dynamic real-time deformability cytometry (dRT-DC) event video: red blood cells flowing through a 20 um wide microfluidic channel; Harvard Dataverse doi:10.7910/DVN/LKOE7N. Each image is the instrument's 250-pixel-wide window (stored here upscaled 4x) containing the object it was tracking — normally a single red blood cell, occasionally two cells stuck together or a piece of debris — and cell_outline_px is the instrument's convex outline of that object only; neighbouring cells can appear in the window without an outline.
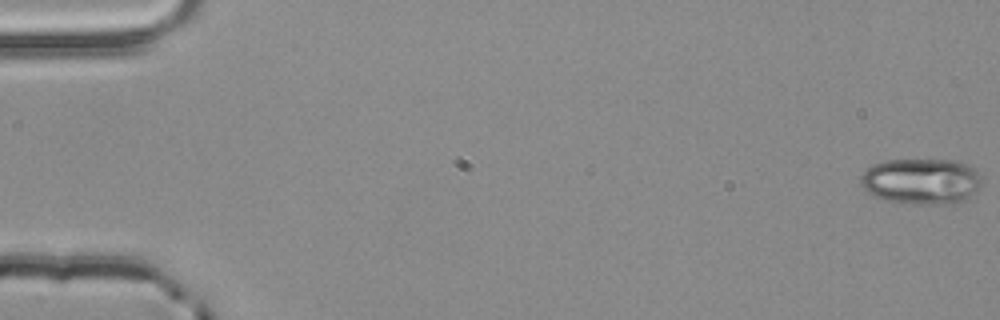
{"species": "common noctule bat (a hibernating species)", "species_latin": "Nyctalus noctula", "temperature_condition": "room temperature", "stored_images_in_passage": 19, "camera_frame_rate_fps": 3000, "um_per_image_px": 0.085, "animal": {"sex": "male", "body_mass_g": 20.4}, "frame": {"image": 1, "passage_image": 1, "time_ms": 0.0, "image_size_px": [1000, 320], "cell_outline_px": [[980, 184], [976, 192], [964, 200], [952, 204], [916, 204], [884, 200], [872, 196], [864, 188], [860, 180], [860, 176], [872, 164], [884, 160], [956, 160], [968, 164], [980, 176]], "centroid_in_image_um": [78.29, 15.41], "position_along_channel_um": 6.7, "area_um2": 32.48}}
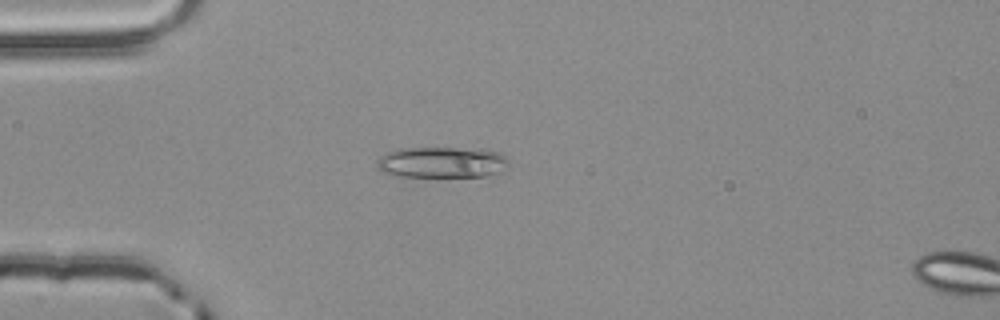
{"frame": {"image": 2, "passage_image": 16, "time_ms": 5.0, "image_size_px": [1000, 320], "cell_outline_px": [[508, 168], [500, 172], [488, 176], [392, 176], [380, 172], [376, 164], [376, 160], [380, 156], [388, 152], [400, 148], [484, 148], [500, 152], [508, 160]], "centroid_in_image_um": [37.57, 13.79], "position_along_channel_um": 47.4, "area_um2": 24.28}}